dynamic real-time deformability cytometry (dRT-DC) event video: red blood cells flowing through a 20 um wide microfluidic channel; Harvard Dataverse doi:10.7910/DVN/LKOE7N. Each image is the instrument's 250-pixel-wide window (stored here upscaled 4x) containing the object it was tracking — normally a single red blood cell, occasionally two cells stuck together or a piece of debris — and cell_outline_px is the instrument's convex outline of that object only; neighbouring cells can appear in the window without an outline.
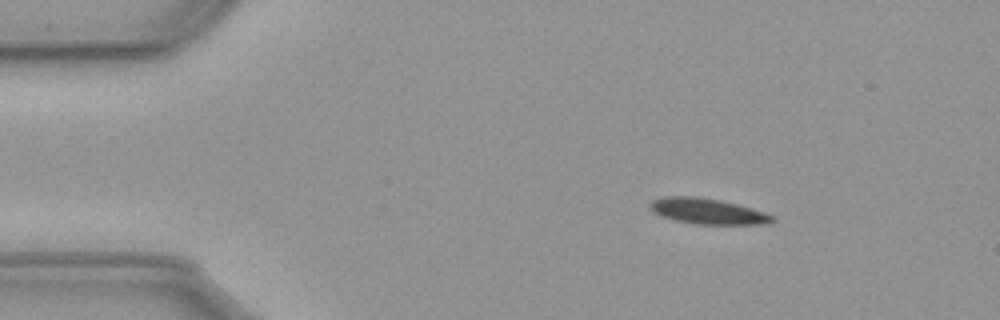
{"species": "common noctule bat (a hibernating species)", "species_latin": "Nyctalus noctula", "temperature_condition": "cold", "stored_images_in_passage": 49, "camera_frame_rate_fps": 3000, "um_per_image_px": 0.085, "animal": {"sex": "male", "body_mass_g": 23.1, "forearm_length_mm": 52.7}, "frame": {"image": 1, "passage_image": 1, "time_ms": 0.0, "image_size_px": [1000, 320], "cell_outline_px": [[776, 220], [768, 224], [692, 224], [660, 216], [652, 212], [648, 208], [648, 204], [652, 200], [664, 196], [696, 196], [720, 200], [736, 204], [764, 212], [776, 216]], "centroid_in_image_um": [60.11, 17.95], "position_along_channel_um": 24.9, "area_um2": 18.5}}
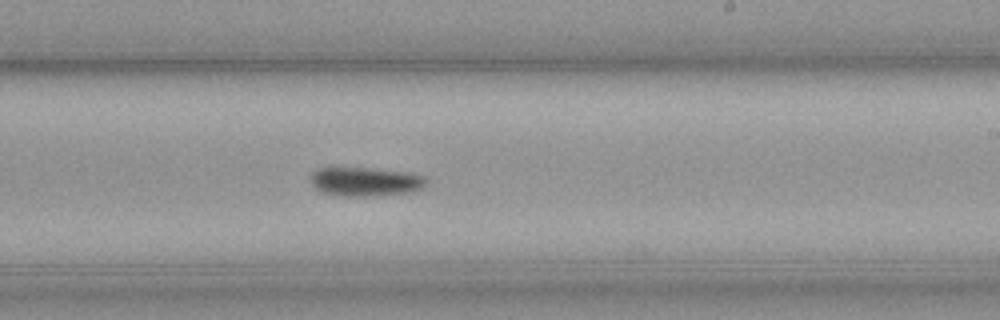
{"frame": {"image": 2, "passage_image": 26, "time_ms": 8.333, "image_size_px": [1000, 320], "cell_outline_px": [[428, 184], [420, 188], [408, 192], [372, 196], [336, 196], [320, 192], [312, 188], [312, 172], [320, 168], [368, 168], [408, 172], [424, 176], [428, 180]], "centroid_in_image_um": [31.04, 15.45], "position_along_channel_um": 258.0, "area_um2": 19.59}}
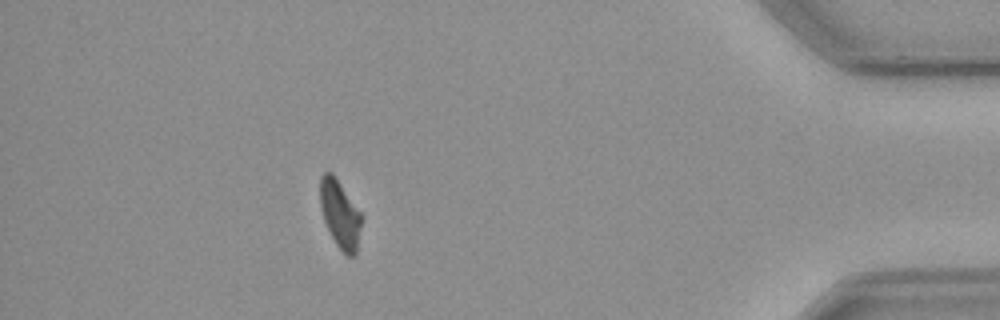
{"frame": {"image": 3, "passage_image": 43, "time_ms": 14.0, "image_size_px": [1000, 320], "cell_outline_px": [[360, 228], [356, 256], [348, 256], [336, 244], [324, 220], [320, 204], [320, 176], [324, 172], [332, 172], [360, 212]], "centroid_in_image_um": [28.88, 18.19], "position_along_channel_um": 406.3, "area_um2": 15.9}, "authors_computed_cell_mechanics": {"area_um2": 18.785, "velocity_mm_per_s": 3.5869, "shape_relaxation_time_tau1_ms": 2.8781, "shape_relaxation_time_tau2_ms": null, "deformation_change_tau1": 0.1016, "deformation_change_tau2": null}}